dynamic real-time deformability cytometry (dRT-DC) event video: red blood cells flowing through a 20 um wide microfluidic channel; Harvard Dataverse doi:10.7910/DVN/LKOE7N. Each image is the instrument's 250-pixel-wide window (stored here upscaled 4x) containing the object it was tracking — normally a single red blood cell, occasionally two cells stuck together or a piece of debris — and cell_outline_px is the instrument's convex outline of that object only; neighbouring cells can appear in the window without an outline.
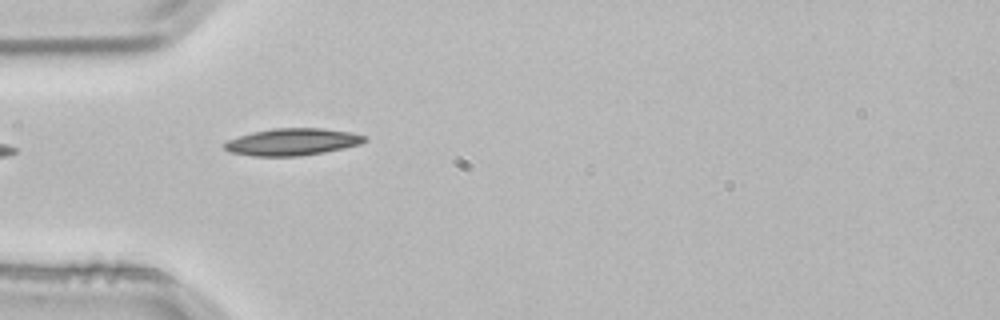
{"species": "common noctule bat (a hibernating species)", "species_latin": "Nyctalus noctula", "temperature_condition": "room temperature", "stored_images_in_passage": 2, "camera_frame_rate_fps": 3000, "um_per_image_px": 0.085, "animal": {"sex": "male", "body_mass_g": 21.5, "forearm_length_mm": 52.0}, "frame": {"image": 1, "passage_image": 2, "time_ms": 0.333, "image_size_px": [1000, 320], "cell_outline_px": [[368, 140], [360, 144], [344, 148], [324, 152], [300, 156], [252, 156], [228, 152], [224, 148], [224, 144], [228, 140], [252, 132], [272, 128], [324, 128], [352, 132], [368, 136]], "centroid_in_image_um": [24.88, 12.06], "position_along_channel_um": 60.1, "area_um2": 22.25}}